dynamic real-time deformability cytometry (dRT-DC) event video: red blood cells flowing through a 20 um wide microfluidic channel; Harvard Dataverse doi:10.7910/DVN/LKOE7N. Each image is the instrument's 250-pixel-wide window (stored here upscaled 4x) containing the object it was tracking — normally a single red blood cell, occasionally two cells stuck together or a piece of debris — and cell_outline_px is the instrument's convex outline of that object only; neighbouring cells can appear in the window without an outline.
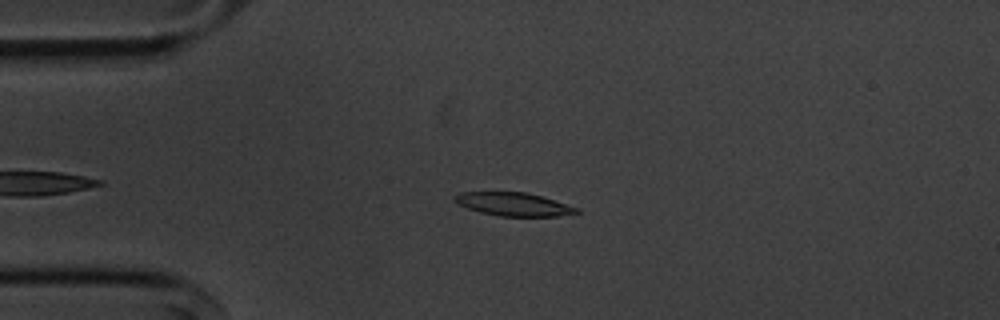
{"species": "common noctule bat (a hibernating species)", "species_latin": "Nyctalus noctula", "temperature_condition": "cold", "stored_images_in_passage": 47, "camera_frame_rate_fps": 3000, "um_per_image_px": 0.085, "animal": {"sex": "male", "body_mass_g": 20.1, "forearm_length_mm": 53.5}, "frame": {"image": 1, "passage_image": 9, "time_ms": 2.667, "image_size_px": [1000, 320], "cell_outline_px": [[580, 212], [556, 216], [500, 216], [480, 212], [468, 208], [452, 200], [452, 196], [460, 192], [528, 192], [580, 208]], "centroid_in_image_um": [43.64, 17.35], "position_along_channel_um": 41.4, "area_um2": 16.53}}
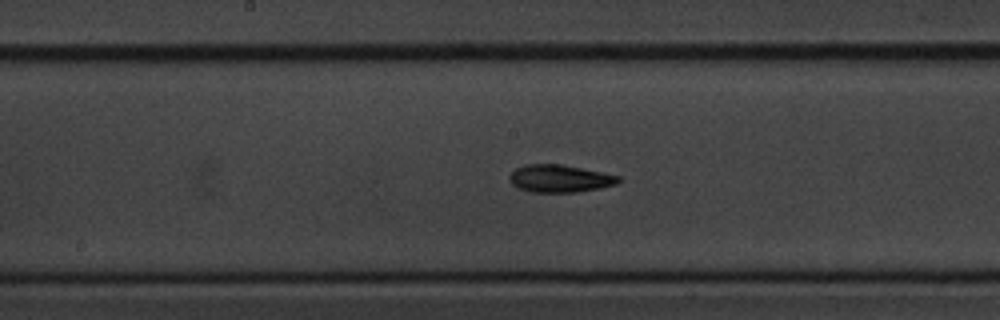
{"frame": {"image": 2, "passage_image": 24, "time_ms": 7.667, "image_size_px": [1000, 320], "cell_outline_px": [[620, 180], [616, 184], [600, 188], [576, 192], [532, 192], [520, 188], [512, 184], [508, 176], [516, 168], [528, 164], [560, 164], [620, 176]], "centroid_in_image_um": [47.57, 15.18], "position_along_channel_um": 200.6, "area_um2": 17.22}}
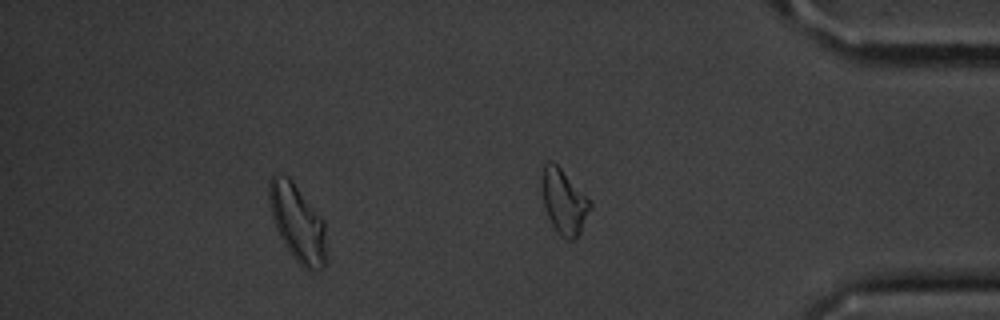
{"frame": {"image": 3, "passage_image": 41, "time_ms": 13.333, "image_size_px": [1000, 320], "cell_outline_px": [[324, 264], [320, 268], [304, 268], [292, 256], [284, 244], [276, 228], [272, 216], [268, 200], [268, 180], [276, 172], [280, 172], [288, 176], [292, 180], [324, 220]], "centroid_in_image_um": [25.22, 18.83], "position_along_channel_um": 410.0, "area_um2": 25.32}, "authors_computed_cell_mechanics": {"area_um2": 17.34, "velocity_mm_per_s": 3.6181, "shape_relaxation_time_tau1_ms": 3.2115, "shape_relaxation_time_tau2_ms": 5.2105, "deformation_change_tau1": 0.1135, "deformation_change_tau2": 0.1215}}